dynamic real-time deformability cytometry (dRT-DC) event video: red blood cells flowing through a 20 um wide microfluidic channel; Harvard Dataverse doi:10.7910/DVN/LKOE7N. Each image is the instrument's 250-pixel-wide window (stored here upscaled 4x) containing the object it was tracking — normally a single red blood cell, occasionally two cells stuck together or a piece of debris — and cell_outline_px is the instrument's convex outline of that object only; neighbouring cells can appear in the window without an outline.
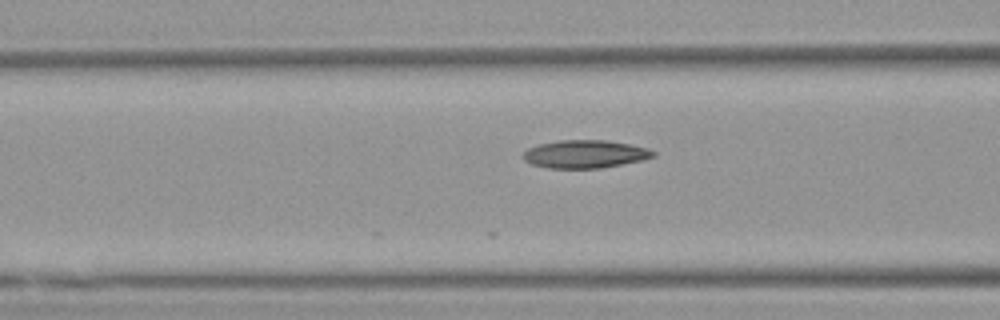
{"species": "Egyptian fruit bat (a non-hibernating species)", "species_latin": "Rousettus aegyptiacus", "temperature_condition": "warm", "stored_images_in_passage": 6, "camera_frame_rate_fps": 3000, "um_per_image_px": 0.085, "animal": {"sex": "female"}, "frame": {"image": 1, "passage_image": 6, "time_ms": 1.667, "image_size_px": [1000, 320], "cell_outline_px": [[656, 156], [640, 160], [600, 168], [548, 168], [532, 164], [524, 160], [520, 156], [528, 148], [540, 144], [560, 140], [608, 140], [648, 148], [656, 152]], "centroid_in_image_um": [49.7, 13.09], "position_along_channel_um": 116.9, "area_um2": 21.1}}